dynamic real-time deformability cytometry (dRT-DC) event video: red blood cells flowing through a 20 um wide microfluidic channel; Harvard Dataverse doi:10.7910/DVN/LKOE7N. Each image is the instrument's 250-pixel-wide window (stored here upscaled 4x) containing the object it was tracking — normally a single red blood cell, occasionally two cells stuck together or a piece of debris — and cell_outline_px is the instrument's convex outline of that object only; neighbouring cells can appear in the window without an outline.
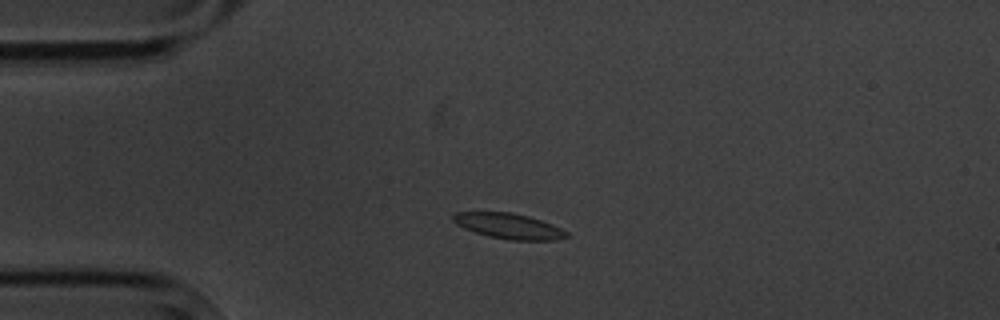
{"species": "common noctule bat (a hibernating species)", "species_latin": "Nyctalus noctula", "temperature_condition": "cold", "stored_images_in_passage": 13, "camera_frame_rate_fps": 3000, "um_per_image_px": 0.085, "animal": {"sex": "male", "body_mass_g": 20.1, "forearm_length_mm": 53.5}, "frame": {"image": 1, "passage_image": 2, "time_ms": 1.333, "image_size_px": [1000, 320], "cell_outline_px": [[568, 236], [556, 240], [512, 240], [488, 236], [464, 228], [456, 224], [452, 220], [452, 216], [456, 212], [512, 212], [528, 216], [552, 224], [568, 232]], "centroid_in_image_um": [43.24, 19.21], "position_along_channel_um": 41.8, "area_um2": 16.7}}
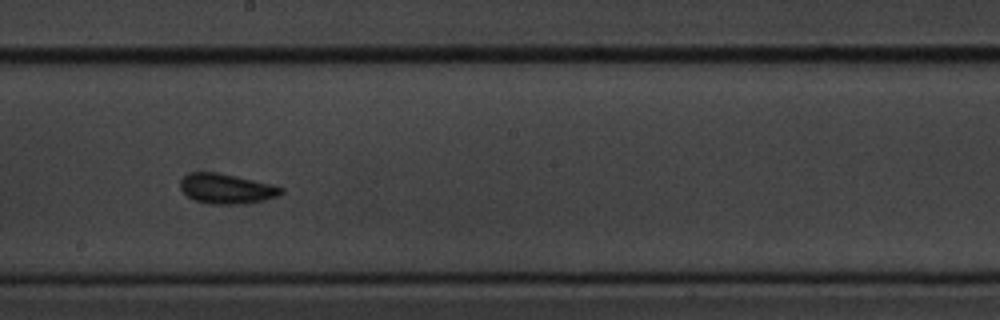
{"frame": {"image": 2, "passage_image": 7, "time_ms": 7.333, "image_size_px": [1000, 320], "cell_outline_px": [[284, 192], [276, 196], [264, 200], [248, 204], [208, 204], [196, 200], [188, 196], [180, 188], [180, 180], [184, 176], [192, 172], [216, 172], [236, 176], [272, 184], [284, 188]], "centroid_in_image_um": [19.26, 16.04], "position_along_channel_um": 228.9, "area_um2": 17.63}}
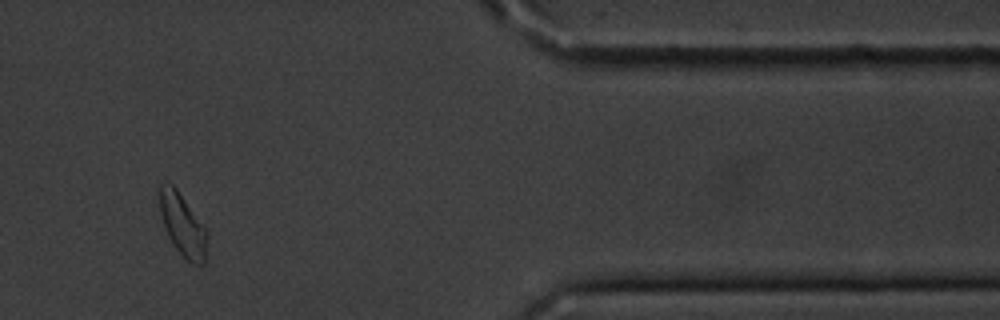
{"frame": {"image": 3, "passage_image": 11, "time_ms": 13.0, "image_size_px": [1000, 320], "cell_outline_px": [[208, 236], [204, 264], [192, 264], [172, 244], [168, 236], [160, 212], [160, 184], [172, 184], [176, 188], [208, 232]], "centroid_in_image_um": [15.54, 19.15], "position_along_channel_um": 395.9, "area_um2": 16.82}, "authors_computed_cell_mechanics": {"area_um2": 16.8198, "velocity_mm_per_s": 3.5002, "shape_relaxation_time_tau1_ms": 1.9779, "shape_relaxation_time_tau2_ms": 4.9687, "deformation_change_tau1": 0.0945, "deformation_change_tau2": 0.0834}}